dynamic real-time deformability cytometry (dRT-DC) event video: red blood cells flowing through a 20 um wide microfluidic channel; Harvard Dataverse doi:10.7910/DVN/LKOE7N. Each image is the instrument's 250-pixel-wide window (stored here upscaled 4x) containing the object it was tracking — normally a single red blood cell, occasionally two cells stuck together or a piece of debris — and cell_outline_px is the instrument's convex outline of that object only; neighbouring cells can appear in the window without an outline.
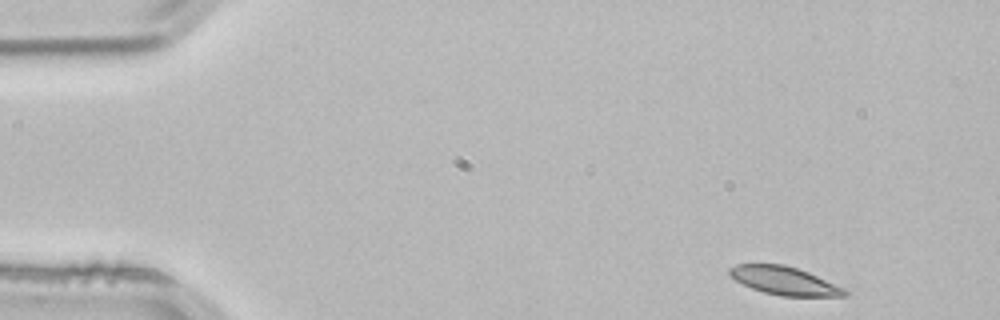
{"species": "common noctule bat (a hibernating species)", "species_latin": "Nyctalus noctula", "temperature_condition": "room temperature", "stored_images_in_passage": 49, "camera_frame_rate_fps": 3000, "um_per_image_px": 0.085, "animal": {"sex": "male", "body_mass_g": 21.5, "forearm_length_mm": 52.0}, "frame": {"image": 1, "passage_image": 1, "time_ms": 0.0, "image_size_px": [1000, 320], "cell_outline_px": [[848, 296], [780, 296], [764, 292], [752, 288], [728, 276], [728, 268], [736, 264], [784, 264], [808, 272], [844, 288], [848, 292]], "centroid_in_image_um": [66.64, 23.86], "position_along_channel_um": 18.4, "area_um2": 18.84}}
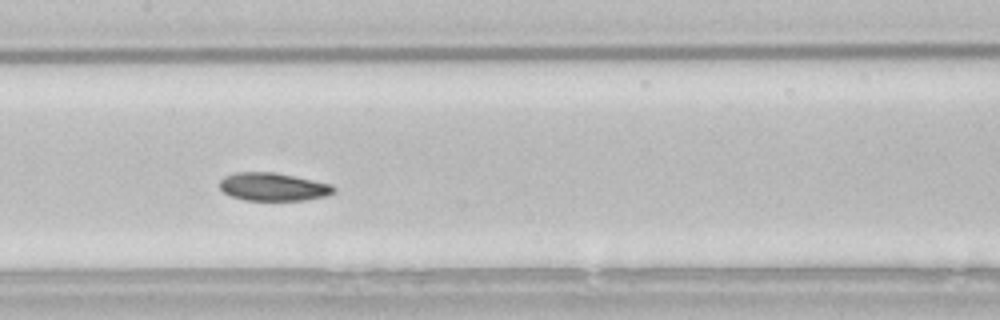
{"frame": {"image": 2, "passage_image": 22, "time_ms": 7.0, "image_size_px": [1000, 320], "cell_outline_px": [[336, 192], [324, 196], [304, 200], [244, 200], [232, 196], [224, 192], [220, 188], [220, 180], [224, 176], [236, 172], [276, 172], [332, 184], [336, 188]], "centroid_in_image_um": [23.23, 15.87], "position_along_channel_um": 184.2, "area_um2": 18.67}}
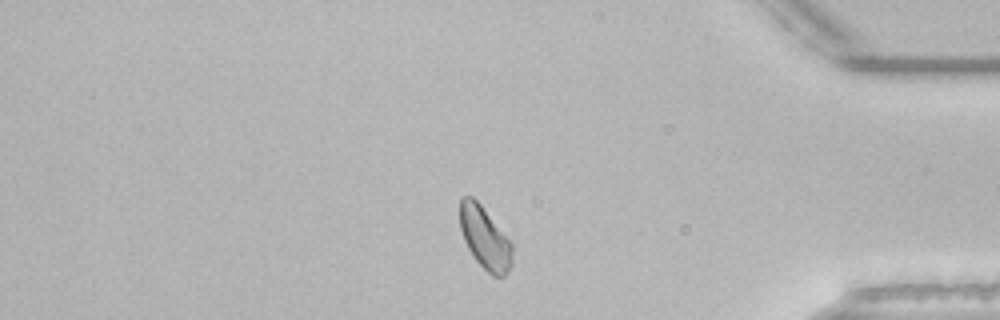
{"frame": {"image": 3, "passage_image": 41, "time_ms": 13.333, "image_size_px": [1000, 320], "cell_outline_px": [[512, 264], [508, 272], [504, 276], [492, 276], [472, 256], [464, 240], [460, 228], [460, 200], [464, 196], [472, 196], [480, 204], [512, 244]], "centroid_in_image_um": [41.2, 20.25], "position_along_channel_um": 394.0, "area_um2": 18.73}, "authors_computed_cell_mechanics": {"area_um2": 19.2474, "velocity_mm_per_s": 3.7795, "shape_relaxation_time_tau1_ms": 5.0018, "shape_relaxation_time_tau2_ms": null, "deformation_change_tau1": 0.1088, "deformation_change_tau2": null}}